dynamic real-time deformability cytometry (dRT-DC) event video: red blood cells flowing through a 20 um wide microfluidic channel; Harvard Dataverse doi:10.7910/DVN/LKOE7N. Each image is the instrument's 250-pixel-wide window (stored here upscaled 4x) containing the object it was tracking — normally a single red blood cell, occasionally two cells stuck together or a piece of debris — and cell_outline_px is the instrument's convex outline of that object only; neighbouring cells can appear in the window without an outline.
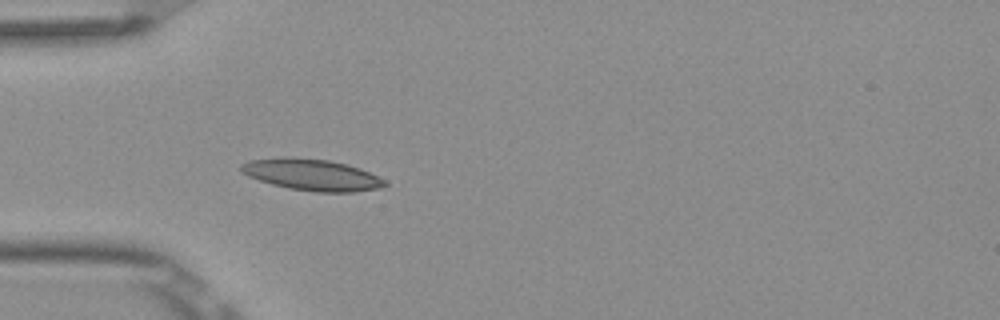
{"species": "Egyptian fruit bat (a non-hibernating species)", "species_latin": "Rousettus aegyptiacus", "temperature_condition": "room temperature", "stored_images_in_passage": 5, "camera_frame_rate_fps": 3000, "um_per_image_px": 0.085, "frame": {"image": 1, "passage_image": 5, "time_ms": 1.333, "image_size_px": [1000, 320], "cell_outline_px": [[388, 184], [380, 188], [356, 192], [316, 192], [288, 188], [272, 184], [248, 176], [240, 172], [240, 164], [248, 160], [284, 156], [328, 160], [348, 164], [360, 168], [384, 180]], "centroid_in_image_um": [26.47, 14.85], "position_along_channel_um": 58.5, "area_um2": 26.47}}